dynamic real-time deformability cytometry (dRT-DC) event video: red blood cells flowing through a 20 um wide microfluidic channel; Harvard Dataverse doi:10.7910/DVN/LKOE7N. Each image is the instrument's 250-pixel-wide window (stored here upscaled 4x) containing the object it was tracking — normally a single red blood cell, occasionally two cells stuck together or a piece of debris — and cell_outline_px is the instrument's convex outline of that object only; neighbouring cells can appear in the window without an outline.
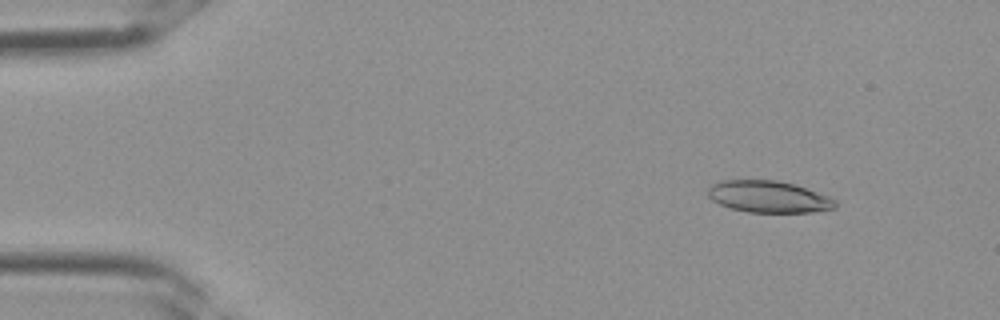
{"species": "Egyptian fruit bat (a non-hibernating species)", "species_latin": "Rousettus aegyptiacus", "temperature_condition": "room temperature", "stored_images_in_passage": 2, "camera_frame_rate_fps": 3000, "um_per_image_px": 0.085, "frame": {"image": 1, "passage_image": 1, "time_ms": 0.0, "image_size_px": [1000, 320], "cell_outline_px": [[836, 208], [812, 212], [748, 212], [732, 208], [720, 204], [712, 200], [708, 196], [708, 188], [712, 184], [720, 180], [776, 180], [792, 184], [828, 196], [836, 200]], "centroid_in_image_um": [65.31, 16.72], "position_along_channel_um": 19.7, "area_um2": 23.35}}
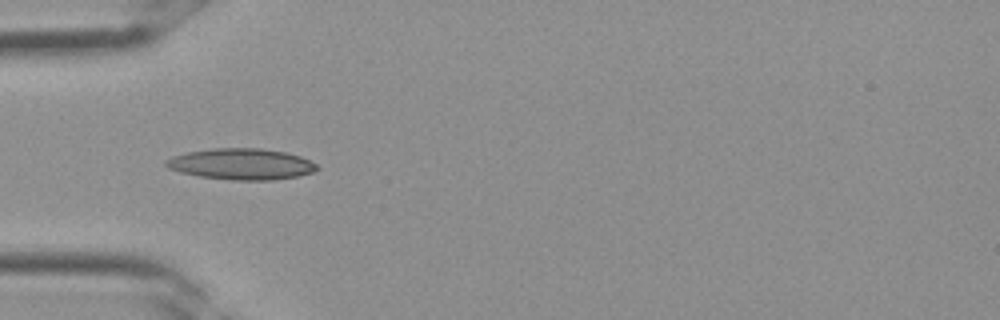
{"frame": {"image": 2, "passage_image": 2, "time_ms": 0.333, "image_size_px": [1000, 320], "cell_outline_px": [[320, 168], [312, 172], [296, 176], [272, 180], [232, 180], [200, 176], [180, 172], [168, 168], [164, 164], [164, 160], [172, 156], [188, 152], [212, 148], [260, 148], [284, 152], [300, 156], [316, 164]], "centroid_in_image_um": [20.48, 13.94], "position_along_channel_um": 64.5, "area_um2": 27.28}}